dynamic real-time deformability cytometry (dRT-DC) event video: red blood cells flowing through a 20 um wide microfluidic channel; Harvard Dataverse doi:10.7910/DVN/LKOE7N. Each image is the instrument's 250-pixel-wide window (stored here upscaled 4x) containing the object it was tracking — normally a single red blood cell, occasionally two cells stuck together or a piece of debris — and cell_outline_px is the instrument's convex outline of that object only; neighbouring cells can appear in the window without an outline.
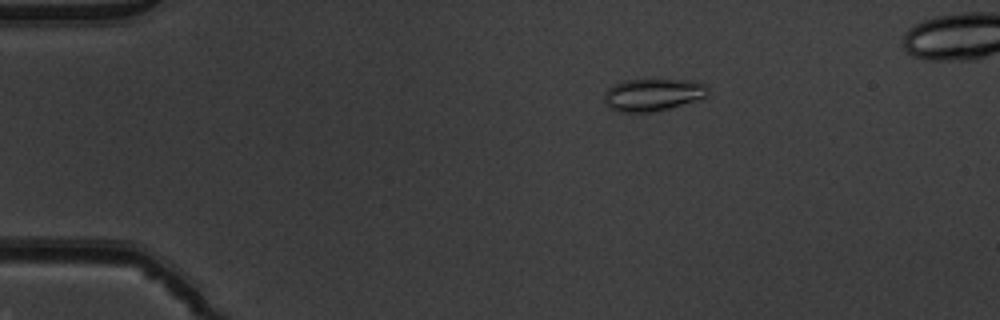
{"species": "common noctule bat (a hibernating species)", "species_latin": "Nyctalus noctula", "temperature_condition": "warm", "stored_images_in_passage": 14, "camera_frame_rate_fps": 3000, "um_per_image_px": 0.085, "animal": {"sex": "male", "body_mass_g": 19.5, "forearm_length_mm": 54.6}, "frame": {"image": 1, "passage_image": 7, "time_ms": 2.0, "image_size_px": [1000, 320], "cell_outline_px": [[708, 96], [700, 100], [668, 108], [648, 112], [620, 112], [612, 108], [604, 100], [604, 92], [608, 88], [624, 80], [688, 80], [704, 84], [708, 92]], "centroid_in_image_um": [55.51, 8.05], "position_along_channel_um": 29.5, "area_um2": 19.31}}